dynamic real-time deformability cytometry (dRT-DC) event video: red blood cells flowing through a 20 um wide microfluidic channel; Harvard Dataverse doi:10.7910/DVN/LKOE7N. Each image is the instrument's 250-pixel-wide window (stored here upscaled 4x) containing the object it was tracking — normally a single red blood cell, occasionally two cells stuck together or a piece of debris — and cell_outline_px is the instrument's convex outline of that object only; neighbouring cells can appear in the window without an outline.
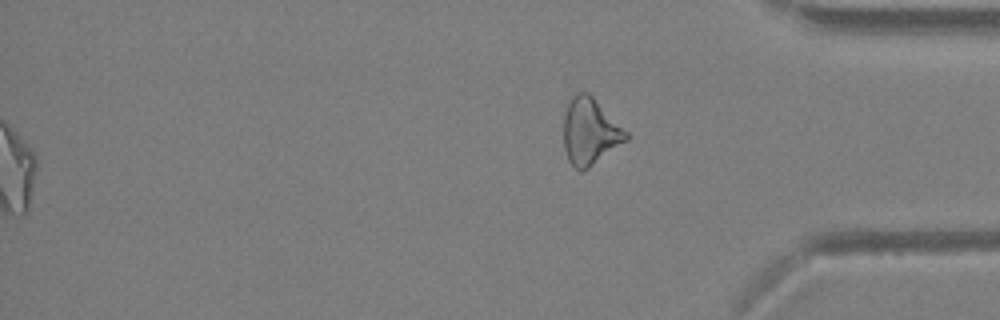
{"species": "Egyptian fruit bat (a non-hibernating species)", "species_latin": "Rousettus aegyptiacus", "temperature_condition": "warm", "stored_images_in_passage": 40, "segment_of_instrument_passage": [2, 2], "camera_frame_rate_fps": 3000, "um_per_image_px": 0.085, "animal": {"sex": "female"}, "frame": {"image": 1, "passage_image": 40, "time_ms": 13.0, "image_size_px": [1000, 320], "cell_outline_px": [[632, 136], [628, 140], [588, 168], [580, 172], [568, 160], [564, 148], [564, 116], [568, 104], [572, 96], [576, 92], [588, 92]], "centroid_in_image_um": [50.16, 11.19], "position_along_channel_um": 385.0, "area_um2": 24.16}}